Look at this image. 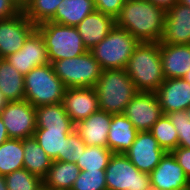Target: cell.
I'll return each mask as SVG.
<instances>
[{"label": "cell", "mask_w": 190, "mask_h": 190, "mask_svg": "<svg viewBox=\"0 0 190 190\" xmlns=\"http://www.w3.org/2000/svg\"><path fill=\"white\" fill-rule=\"evenodd\" d=\"M166 11L148 0H125L115 25L127 30L139 42H160Z\"/></svg>", "instance_id": "obj_1"}, {"label": "cell", "mask_w": 190, "mask_h": 190, "mask_svg": "<svg viewBox=\"0 0 190 190\" xmlns=\"http://www.w3.org/2000/svg\"><path fill=\"white\" fill-rule=\"evenodd\" d=\"M138 92H156L164 82L159 42H140L125 68Z\"/></svg>", "instance_id": "obj_2"}, {"label": "cell", "mask_w": 190, "mask_h": 190, "mask_svg": "<svg viewBox=\"0 0 190 190\" xmlns=\"http://www.w3.org/2000/svg\"><path fill=\"white\" fill-rule=\"evenodd\" d=\"M99 109L123 114L130 100L138 93L125 69H104L95 85Z\"/></svg>", "instance_id": "obj_3"}, {"label": "cell", "mask_w": 190, "mask_h": 190, "mask_svg": "<svg viewBox=\"0 0 190 190\" xmlns=\"http://www.w3.org/2000/svg\"><path fill=\"white\" fill-rule=\"evenodd\" d=\"M24 90V99L37 107L61 103L66 87L48 63L33 68L24 76Z\"/></svg>", "instance_id": "obj_4"}, {"label": "cell", "mask_w": 190, "mask_h": 190, "mask_svg": "<svg viewBox=\"0 0 190 190\" xmlns=\"http://www.w3.org/2000/svg\"><path fill=\"white\" fill-rule=\"evenodd\" d=\"M44 38L49 63L65 58H74L88 51L74 26H65L51 21L36 25Z\"/></svg>", "instance_id": "obj_5"}, {"label": "cell", "mask_w": 190, "mask_h": 190, "mask_svg": "<svg viewBox=\"0 0 190 190\" xmlns=\"http://www.w3.org/2000/svg\"><path fill=\"white\" fill-rule=\"evenodd\" d=\"M139 41L127 30L114 26L90 52L104 69H125Z\"/></svg>", "instance_id": "obj_6"}, {"label": "cell", "mask_w": 190, "mask_h": 190, "mask_svg": "<svg viewBox=\"0 0 190 190\" xmlns=\"http://www.w3.org/2000/svg\"><path fill=\"white\" fill-rule=\"evenodd\" d=\"M52 66L66 88L95 87L102 71L90 50L74 58L54 61Z\"/></svg>", "instance_id": "obj_7"}, {"label": "cell", "mask_w": 190, "mask_h": 190, "mask_svg": "<svg viewBox=\"0 0 190 190\" xmlns=\"http://www.w3.org/2000/svg\"><path fill=\"white\" fill-rule=\"evenodd\" d=\"M105 180L107 190H152L150 174L140 172L125 154L113 153Z\"/></svg>", "instance_id": "obj_8"}, {"label": "cell", "mask_w": 190, "mask_h": 190, "mask_svg": "<svg viewBox=\"0 0 190 190\" xmlns=\"http://www.w3.org/2000/svg\"><path fill=\"white\" fill-rule=\"evenodd\" d=\"M0 116L9 138L25 139L33 137L36 130L35 107L25 99L8 102Z\"/></svg>", "instance_id": "obj_9"}, {"label": "cell", "mask_w": 190, "mask_h": 190, "mask_svg": "<svg viewBox=\"0 0 190 190\" xmlns=\"http://www.w3.org/2000/svg\"><path fill=\"white\" fill-rule=\"evenodd\" d=\"M138 132L150 131L163 115L159 100L154 92H138L123 113Z\"/></svg>", "instance_id": "obj_10"}, {"label": "cell", "mask_w": 190, "mask_h": 190, "mask_svg": "<svg viewBox=\"0 0 190 190\" xmlns=\"http://www.w3.org/2000/svg\"><path fill=\"white\" fill-rule=\"evenodd\" d=\"M35 29L36 25L25 16L24 12L0 20V58L18 52Z\"/></svg>", "instance_id": "obj_11"}, {"label": "cell", "mask_w": 190, "mask_h": 190, "mask_svg": "<svg viewBox=\"0 0 190 190\" xmlns=\"http://www.w3.org/2000/svg\"><path fill=\"white\" fill-rule=\"evenodd\" d=\"M5 59L23 76L35 67L48 64V51L44 38L35 29L25 40L22 48L18 52L8 55Z\"/></svg>", "instance_id": "obj_12"}, {"label": "cell", "mask_w": 190, "mask_h": 190, "mask_svg": "<svg viewBox=\"0 0 190 190\" xmlns=\"http://www.w3.org/2000/svg\"><path fill=\"white\" fill-rule=\"evenodd\" d=\"M165 153L150 131H143L138 132L135 141L124 154L140 172L150 174Z\"/></svg>", "instance_id": "obj_13"}, {"label": "cell", "mask_w": 190, "mask_h": 190, "mask_svg": "<svg viewBox=\"0 0 190 190\" xmlns=\"http://www.w3.org/2000/svg\"><path fill=\"white\" fill-rule=\"evenodd\" d=\"M152 190H186L190 180L171 152L150 173Z\"/></svg>", "instance_id": "obj_14"}, {"label": "cell", "mask_w": 190, "mask_h": 190, "mask_svg": "<svg viewBox=\"0 0 190 190\" xmlns=\"http://www.w3.org/2000/svg\"><path fill=\"white\" fill-rule=\"evenodd\" d=\"M160 44H190V7L179 2L166 11Z\"/></svg>", "instance_id": "obj_15"}, {"label": "cell", "mask_w": 190, "mask_h": 190, "mask_svg": "<svg viewBox=\"0 0 190 190\" xmlns=\"http://www.w3.org/2000/svg\"><path fill=\"white\" fill-rule=\"evenodd\" d=\"M62 104L75 125L99 110L95 87L66 88Z\"/></svg>", "instance_id": "obj_16"}, {"label": "cell", "mask_w": 190, "mask_h": 190, "mask_svg": "<svg viewBox=\"0 0 190 190\" xmlns=\"http://www.w3.org/2000/svg\"><path fill=\"white\" fill-rule=\"evenodd\" d=\"M163 115L190 107V84L183 78H169L155 92Z\"/></svg>", "instance_id": "obj_17"}, {"label": "cell", "mask_w": 190, "mask_h": 190, "mask_svg": "<svg viewBox=\"0 0 190 190\" xmlns=\"http://www.w3.org/2000/svg\"><path fill=\"white\" fill-rule=\"evenodd\" d=\"M111 119V113L99 109L87 119L78 122L75 125V131L80 135L86 146L107 147Z\"/></svg>", "instance_id": "obj_18"}, {"label": "cell", "mask_w": 190, "mask_h": 190, "mask_svg": "<svg viewBox=\"0 0 190 190\" xmlns=\"http://www.w3.org/2000/svg\"><path fill=\"white\" fill-rule=\"evenodd\" d=\"M115 26V19L99 11L87 15L77 26L84 46L90 50L103 40Z\"/></svg>", "instance_id": "obj_19"}, {"label": "cell", "mask_w": 190, "mask_h": 190, "mask_svg": "<svg viewBox=\"0 0 190 190\" xmlns=\"http://www.w3.org/2000/svg\"><path fill=\"white\" fill-rule=\"evenodd\" d=\"M160 57L165 79L182 78L190 69V44H160Z\"/></svg>", "instance_id": "obj_20"}, {"label": "cell", "mask_w": 190, "mask_h": 190, "mask_svg": "<svg viewBox=\"0 0 190 190\" xmlns=\"http://www.w3.org/2000/svg\"><path fill=\"white\" fill-rule=\"evenodd\" d=\"M138 131L124 114H112L107 147L113 153L124 154L133 144Z\"/></svg>", "instance_id": "obj_21"}, {"label": "cell", "mask_w": 190, "mask_h": 190, "mask_svg": "<svg viewBox=\"0 0 190 190\" xmlns=\"http://www.w3.org/2000/svg\"><path fill=\"white\" fill-rule=\"evenodd\" d=\"M36 129L75 130L61 103L35 107Z\"/></svg>", "instance_id": "obj_22"}, {"label": "cell", "mask_w": 190, "mask_h": 190, "mask_svg": "<svg viewBox=\"0 0 190 190\" xmlns=\"http://www.w3.org/2000/svg\"><path fill=\"white\" fill-rule=\"evenodd\" d=\"M95 10L93 0H62L49 21L75 27Z\"/></svg>", "instance_id": "obj_23"}, {"label": "cell", "mask_w": 190, "mask_h": 190, "mask_svg": "<svg viewBox=\"0 0 190 190\" xmlns=\"http://www.w3.org/2000/svg\"><path fill=\"white\" fill-rule=\"evenodd\" d=\"M81 170L76 163L52 161L43 183L54 190H71Z\"/></svg>", "instance_id": "obj_24"}, {"label": "cell", "mask_w": 190, "mask_h": 190, "mask_svg": "<svg viewBox=\"0 0 190 190\" xmlns=\"http://www.w3.org/2000/svg\"><path fill=\"white\" fill-rule=\"evenodd\" d=\"M0 91L8 102L24 100V76L5 59L0 58Z\"/></svg>", "instance_id": "obj_25"}, {"label": "cell", "mask_w": 190, "mask_h": 190, "mask_svg": "<svg viewBox=\"0 0 190 190\" xmlns=\"http://www.w3.org/2000/svg\"><path fill=\"white\" fill-rule=\"evenodd\" d=\"M24 168L43 179L52 164V159L41 148L34 137L23 139Z\"/></svg>", "instance_id": "obj_26"}, {"label": "cell", "mask_w": 190, "mask_h": 190, "mask_svg": "<svg viewBox=\"0 0 190 190\" xmlns=\"http://www.w3.org/2000/svg\"><path fill=\"white\" fill-rule=\"evenodd\" d=\"M73 131L36 129L33 137L53 161H59L64 156L65 138Z\"/></svg>", "instance_id": "obj_27"}, {"label": "cell", "mask_w": 190, "mask_h": 190, "mask_svg": "<svg viewBox=\"0 0 190 190\" xmlns=\"http://www.w3.org/2000/svg\"><path fill=\"white\" fill-rule=\"evenodd\" d=\"M23 139L10 138L0 145V174L24 168Z\"/></svg>", "instance_id": "obj_28"}, {"label": "cell", "mask_w": 190, "mask_h": 190, "mask_svg": "<svg viewBox=\"0 0 190 190\" xmlns=\"http://www.w3.org/2000/svg\"><path fill=\"white\" fill-rule=\"evenodd\" d=\"M112 155L113 152L108 147L86 146L76 164L81 171L105 170Z\"/></svg>", "instance_id": "obj_29"}, {"label": "cell", "mask_w": 190, "mask_h": 190, "mask_svg": "<svg viewBox=\"0 0 190 190\" xmlns=\"http://www.w3.org/2000/svg\"><path fill=\"white\" fill-rule=\"evenodd\" d=\"M150 133L165 152H172L178 147V133L167 115H162L151 127Z\"/></svg>", "instance_id": "obj_30"}, {"label": "cell", "mask_w": 190, "mask_h": 190, "mask_svg": "<svg viewBox=\"0 0 190 190\" xmlns=\"http://www.w3.org/2000/svg\"><path fill=\"white\" fill-rule=\"evenodd\" d=\"M62 0H29L23 11L25 16L35 25L49 21Z\"/></svg>", "instance_id": "obj_31"}, {"label": "cell", "mask_w": 190, "mask_h": 190, "mask_svg": "<svg viewBox=\"0 0 190 190\" xmlns=\"http://www.w3.org/2000/svg\"><path fill=\"white\" fill-rule=\"evenodd\" d=\"M5 179L8 190H36L43 182L39 176L30 173L25 168L5 175Z\"/></svg>", "instance_id": "obj_32"}, {"label": "cell", "mask_w": 190, "mask_h": 190, "mask_svg": "<svg viewBox=\"0 0 190 190\" xmlns=\"http://www.w3.org/2000/svg\"><path fill=\"white\" fill-rule=\"evenodd\" d=\"M71 190H107L105 170L81 171Z\"/></svg>", "instance_id": "obj_33"}, {"label": "cell", "mask_w": 190, "mask_h": 190, "mask_svg": "<svg viewBox=\"0 0 190 190\" xmlns=\"http://www.w3.org/2000/svg\"><path fill=\"white\" fill-rule=\"evenodd\" d=\"M178 133V146L190 148V119L186 110L166 114Z\"/></svg>", "instance_id": "obj_34"}, {"label": "cell", "mask_w": 190, "mask_h": 190, "mask_svg": "<svg viewBox=\"0 0 190 190\" xmlns=\"http://www.w3.org/2000/svg\"><path fill=\"white\" fill-rule=\"evenodd\" d=\"M85 148L86 144L82 141L80 135L74 130L67 138H65L64 156L59 161L77 163L78 159L85 151Z\"/></svg>", "instance_id": "obj_35"}, {"label": "cell", "mask_w": 190, "mask_h": 190, "mask_svg": "<svg viewBox=\"0 0 190 190\" xmlns=\"http://www.w3.org/2000/svg\"><path fill=\"white\" fill-rule=\"evenodd\" d=\"M96 11L109 15L114 19L119 15L125 0H93Z\"/></svg>", "instance_id": "obj_36"}, {"label": "cell", "mask_w": 190, "mask_h": 190, "mask_svg": "<svg viewBox=\"0 0 190 190\" xmlns=\"http://www.w3.org/2000/svg\"><path fill=\"white\" fill-rule=\"evenodd\" d=\"M185 175L190 180V148L177 147L172 152Z\"/></svg>", "instance_id": "obj_37"}, {"label": "cell", "mask_w": 190, "mask_h": 190, "mask_svg": "<svg viewBox=\"0 0 190 190\" xmlns=\"http://www.w3.org/2000/svg\"><path fill=\"white\" fill-rule=\"evenodd\" d=\"M18 13L19 11L9 0H0V20L11 18Z\"/></svg>", "instance_id": "obj_38"}, {"label": "cell", "mask_w": 190, "mask_h": 190, "mask_svg": "<svg viewBox=\"0 0 190 190\" xmlns=\"http://www.w3.org/2000/svg\"><path fill=\"white\" fill-rule=\"evenodd\" d=\"M152 2L155 6L162 7L165 11L170 9L178 0H148Z\"/></svg>", "instance_id": "obj_39"}, {"label": "cell", "mask_w": 190, "mask_h": 190, "mask_svg": "<svg viewBox=\"0 0 190 190\" xmlns=\"http://www.w3.org/2000/svg\"><path fill=\"white\" fill-rule=\"evenodd\" d=\"M19 12H23L28 6L29 0H9Z\"/></svg>", "instance_id": "obj_40"}, {"label": "cell", "mask_w": 190, "mask_h": 190, "mask_svg": "<svg viewBox=\"0 0 190 190\" xmlns=\"http://www.w3.org/2000/svg\"><path fill=\"white\" fill-rule=\"evenodd\" d=\"M10 139L6 130V127L3 123V120L0 116V145L3 144L6 140Z\"/></svg>", "instance_id": "obj_41"}, {"label": "cell", "mask_w": 190, "mask_h": 190, "mask_svg": "<svg viewBox=\"0 0 190 190\" xmlns=\"http://www.w3.org/2000/svg\"><path fill=\"white\" fill-rule=\"evenodd\" d=\"M7 103H8V101L4 97L3 93L0 91V113L6 107Z\"/></svg>", "instance_id": "obj_42"}, {"label": "cell", "mask_w": 190, "mask_h": 190, "mask_svg": "<svg viewBox=\"0 0 190 190\" xmlns=\"http://www.w3.org/2000/svg\"><path fill=\"white\" fill-rule=\"evenodd\" d=\"M0 190H8L6 186L5 176L1 174H0Z\"/></svg>", "instance_id": "obj_43"}, {"label": "cell", "mask_w": 190, "mask_h": 190, "mask_svg": "<svg viewBox=\"0 0 190 190\" xmlns=\"http://www.w3.org/2000/svg\"><path fill=\"white\" fill-rule=\"evenodd\" d=\"M36 190H54L51 187L46 186L43 182L38 186Z\"/></svg>", "instance_id": "obj_44"}, {"label": "cell", "mask_w": 190, "mask_h": 190, "mask_svg": "<svg viewBox=\"0 0 190 190\" xmlns=\"http://www.w3.org/2000/svg\"><path fill=\"white\" fill-rule=\"evenodd\" d=\"M182 78L190 84V69L187 71V73Z\"/></svg>", "instance_id": "obj_45"}, {"label": "cell", "mask_w": 190, "mask_h": 190, "mask_svg": "<svg viewBox=\"0 0 190 190\" xmlns=\"http://www.w3.org/2000/svg\"><path fill=\"white\" fill-rule=\"evenodd\" d=\"M178 2L185 6L190 7V0H178Z\"/></svg>", "instance_id": "obj_46"}, {"label": "cell", "mask_w": 190, "mask_h": 190, "mask_svg": "<svg viewBox=\"0 0 190 190\" xmlns=\"http://www.w3.org/2000/svg\"><path fill=\"white\" fill-rule=\"evenodd\" d=\"M186 111H187L188 118L190 119V107Z\"/></svg>", "instance_id": "obj_47"}]
</instances>
